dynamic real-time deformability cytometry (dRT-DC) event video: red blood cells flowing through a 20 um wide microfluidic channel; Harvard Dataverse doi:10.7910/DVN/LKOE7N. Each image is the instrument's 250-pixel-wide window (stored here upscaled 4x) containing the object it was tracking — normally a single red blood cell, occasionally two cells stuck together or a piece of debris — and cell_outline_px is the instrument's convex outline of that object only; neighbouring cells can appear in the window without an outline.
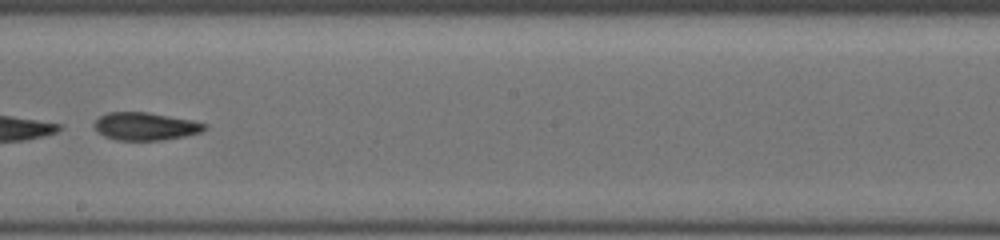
{"species": "common noctule bat (a hibernating species)", "species_latin": "Nyctalus noctula", "temperature_condition": "cold", "stored_images_in_passage": 48, "segment_of_instrument_passage": [2, 2], "camera_frame_rate_fps": 3000, "um_per_image_px": 0.085, "animal": {"sex": "female", "body_mass_g": 19.5, "forearm_length_mm": 54.1}, "frame": {"image": 1, "passage_image": 46, "time_ms": 11.0, "image_size_px": [1000, 240], "cell_outline_px": [[208, 128], [200, 132], [184, 136], [164, 140], [116, 140], [104, 136], [96, 132], [96, 120], [100, 116], [108, 112], [148, 112], [192, 120], [208, 124]], "centroid_in_image_um": [12.38, 10.74], "position_along_channel_um": 235.8, "area_um2": 17.86}}